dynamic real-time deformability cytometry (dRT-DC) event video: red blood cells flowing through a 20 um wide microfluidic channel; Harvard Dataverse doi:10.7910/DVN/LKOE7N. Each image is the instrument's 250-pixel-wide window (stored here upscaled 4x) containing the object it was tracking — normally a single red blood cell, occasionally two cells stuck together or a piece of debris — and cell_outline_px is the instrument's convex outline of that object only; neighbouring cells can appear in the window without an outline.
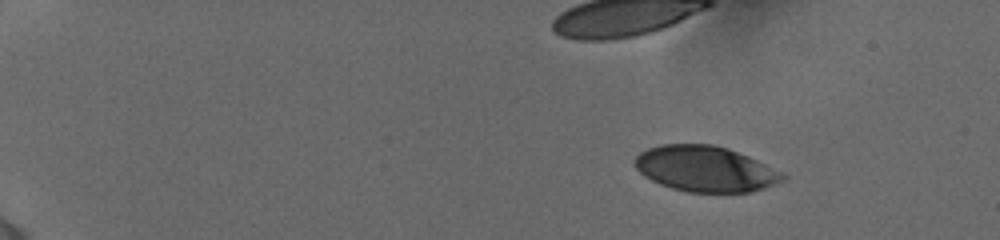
{"species": "human", "species_latin": "Homo sapiens", "temperature_condition": "cold", "stored_images_in_passage": 12, "camera_frame_rate_fps": 3000, "um_per_image_px": 0.085, "donor": {"sex": "female"}, "frame": {"image": 1, "passage_image": 1, "time_ms": 0.0, "image_size_px": [1000, 240], "cell_outline_px": [[788, 176], [784, 180], [748, 192], [688, 192], [672, 188], [660, 184], [644, 176], [636, 168], [632, 160], [640, 152], [648, 148], [660, 144], [716, 144], [728, 148], [748, 156]], "centroid_in_image_um": [59.89, 14.33], "position_along_channel_um": 25.1, "area_um2": 39.13}}
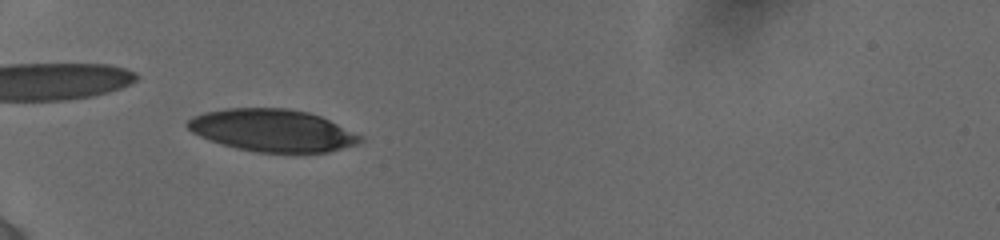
{"frame": {"image": 2, "passage_image": 9, "time_ms": 4.0, "image_size_px": [1000, 240], "cell_outline_px": [[364, 140], [360, 144], [328, 152], [256, 152], [236, 148], [200, 136], [192, 132], [184, 124], [192, 116], [204, 112], [228, 108], [288, 108], [308, 112], [320, 116], [364, 136]], "centroid_in_image_um": [23.19, 11.08], "position_along_channel_um": 61.8, "area_um2": 42.6}}
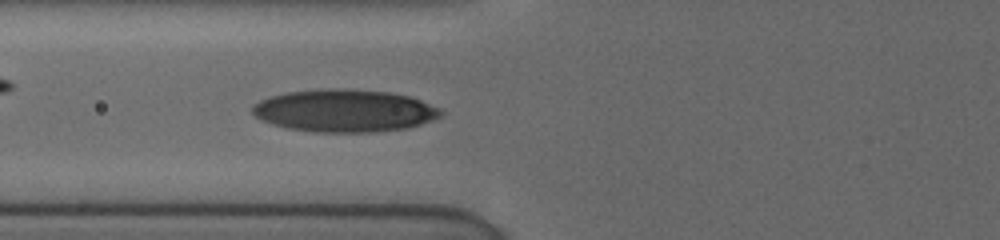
{"frame": {"image": 3, "passage_image": 12, "time_ms": 5.333, "image_size_px": [1000, 240], "cell_outline_px": [[444, 112], [440, 116], [432, 120], [408, 128], [372, 132], [316, 132], [288, 128], [272, 124], [260, 120], [252, 112], [252, 108], [260, 100], [272, 96], [288, 92], [332, 88], [388, 92], [408, 96], [420, 100], [440, 108]], "centroid_in_image_um": [29.29, 9.42], "position_along_channel_um": 96.5, "area_um2": 46.3}}